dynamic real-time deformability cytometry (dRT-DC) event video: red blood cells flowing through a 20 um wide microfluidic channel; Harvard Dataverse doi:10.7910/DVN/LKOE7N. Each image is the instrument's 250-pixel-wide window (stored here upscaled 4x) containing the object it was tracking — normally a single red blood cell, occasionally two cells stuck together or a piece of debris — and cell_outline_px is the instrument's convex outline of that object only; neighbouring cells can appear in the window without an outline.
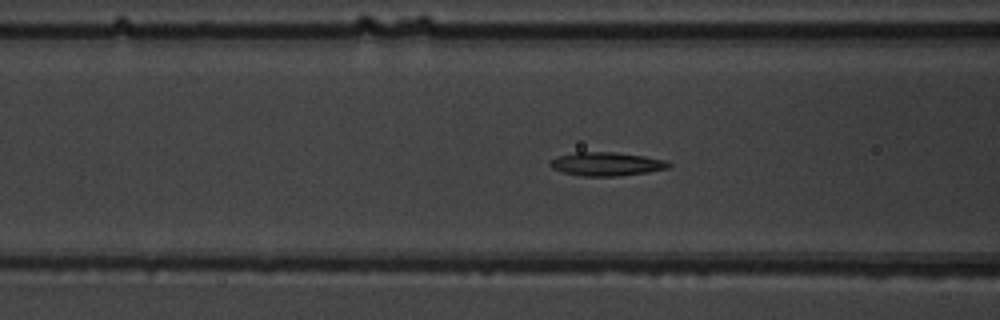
{"species": "common noctule bat (a hibernating species)", "species_latin": "Nyctalus noctula", "temperature_condition": "warm", "stored_images_in_passage": 37, "camera_frame_rate_fps": 3000, "um_per_image_px": 0.085, "animal": {"sex": "male", "body_mass_g": 19.5, "forearm_length_mm": 54.6}, "frame": {"image": 1, "passage_image": 6, "time_ms": 1.667, "image_size_px": [1000, 320], "cell_outline_px": [[672, 164], [668, 168], [648, 172], [616, 176], [580, 176], [564, 172], [552, 168], [548, 164], [552, 160], [560, 156], [576, 152], [612, 152], [644, 156], [668, 160]], "centroid_in_image_um": [51.59, 13.94], "position_along_channel_um": 115.0, "area_um2": 16.18}}
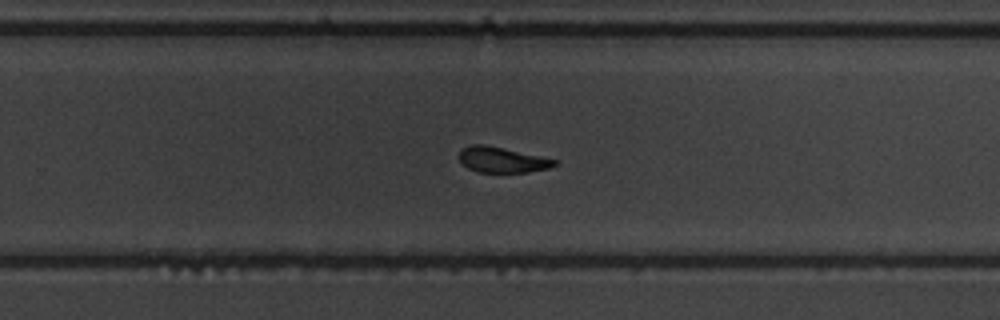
{"frame": {"image": 2, "passage_image": 19, "time_ms": 6.0, "image_size_px": [1000, 320], "cell_outline_px": [[556, 164], [548, 168], [528, 172], [476, 172], [468, 168], [460, 160], [460, 148], [472, 144], [484, 144], [504, 148], [540, 156], [556, 160]], "centroid_in_image_um": [42.63, 13.57], "position_along_channel_um": 287.2, "area_um2": 14.05}}
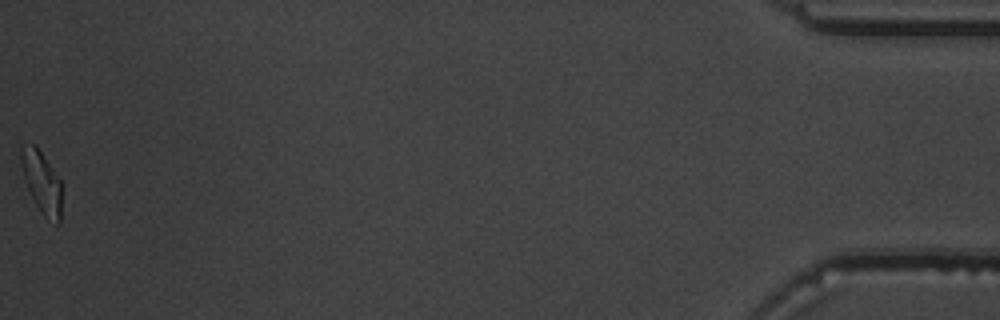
{"frame": {"image": 3, "passage_image": 37, "time_ms": 12.0, "image_size_px": [1000, 320], "cell_outline_px": [[60, 224], [56, 224], [44, 216], [36, 204], [24, 180], [20, 164], [20, 148], [32, 144], [36, 144], [60, 180]], "centroid_in_image_um": [3.52, 15.46], "position_along_channel_um": 431.7, "area_um2": 14.39}, "authors_computed_cell_mechanics": {"area_um2": 15.317, "velocity_mm_per_s": 3.9845, "shape_relaxation_time_tau1_ms": 3.7417, "shape_relaxation_time_tau2_ms": 2.4011, "deformation_change_tau1": 0.1731, "deformation_change_tau2": 0.1115}}